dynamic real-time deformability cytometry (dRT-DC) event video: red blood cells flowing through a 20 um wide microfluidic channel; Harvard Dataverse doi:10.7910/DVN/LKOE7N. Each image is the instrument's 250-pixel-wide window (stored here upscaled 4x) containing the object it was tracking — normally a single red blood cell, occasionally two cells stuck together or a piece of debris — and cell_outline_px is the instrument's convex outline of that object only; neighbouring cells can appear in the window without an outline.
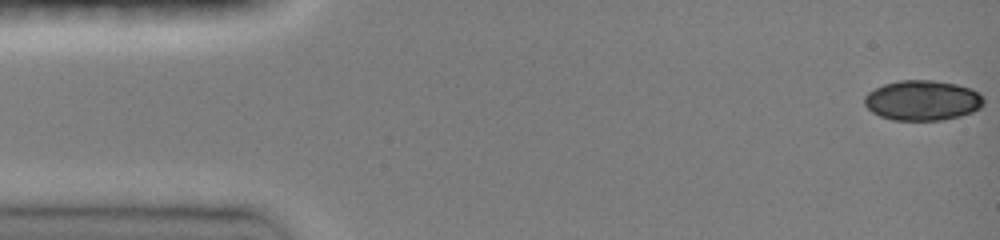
{"species": "common noctule bat (a hibernating species)", "species_latin": "Nyctalus noctula", "temperature_condition": "room temperature", "stored_images_in_passage": 47, "camera_frame_rate_fps": 3000, "um_per_image_px": 0.085, "animal": {"sex": "female", "body_mass_g": 19.0, "forearm_length_mm": 51.5}, "frame": {"image": 1, "passage_image": 1, "time_ms": 0.0, "image_size_px": [1000, 240], "cell_outline_px": [[984, 104], [980, 108], [972, 112], [960, 116], [940, 120], [892, 120], [880, 116], [872, 112], [864, 104], [864, 96], [868, 92], [884, 84], [900, 80], [932, 80], [956, 84], [972, 88], [980, 92], [984, 96]], "centroid_in_image_um": [78.43, 8.53], "position_along_channel_um": 6.6, "area_um2": 28.09}}
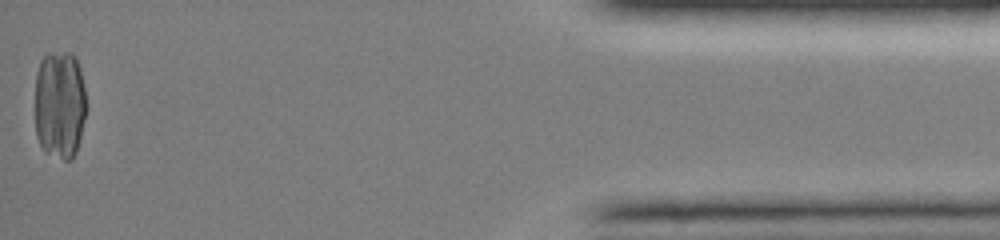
{"frame": {"image": 2, "passage_image": 47, "time_ms": 15.333, "image_size_px": [1000, 240], "cell_outline_px": [[84, 116], [80, 136], [76, 152], [72, 160], [64, 160], [44, 152], [36, 136], [36, 72], [40, 60], [48, 52], [72, 52], [76, 56], [80, 68], [84, 84]], "centroid_in_image_um": [5.06, 8.86], "position_along_channel_um": 430.1, "area_um2": 32.71}}